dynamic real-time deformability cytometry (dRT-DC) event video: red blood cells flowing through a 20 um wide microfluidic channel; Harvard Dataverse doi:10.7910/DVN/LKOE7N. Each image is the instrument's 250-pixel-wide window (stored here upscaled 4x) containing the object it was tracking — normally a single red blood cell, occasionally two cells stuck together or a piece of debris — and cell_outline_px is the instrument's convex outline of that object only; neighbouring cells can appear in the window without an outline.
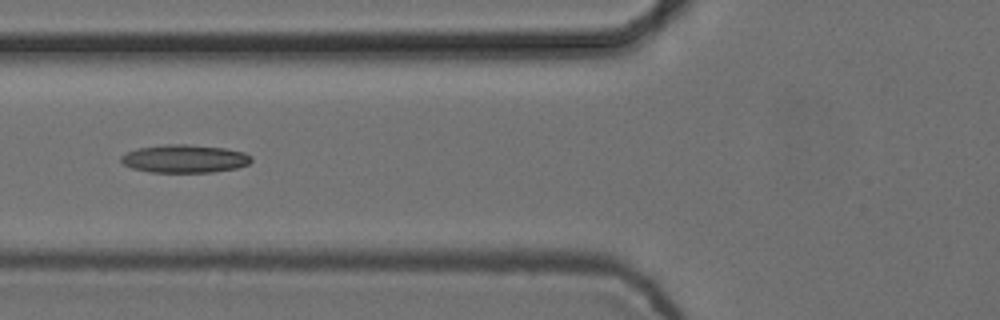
{"species": "common noctule bat (a hibernating species)", "species_latin": "Nyctalus noctula", "temperature_condition": "cold", "stored_images_in_passage": 2, "camera_frame_rate_fps": 3000, "um_per_image_px": 0.085, "animal": {"sex": "female", "body_mass_g": 24.6, "forearm_length_mm": 56.2}, "frame": {"image": 1, "passage_image": 2, "time_ms": 0.333, "image_size_px": [1000, 320], "cell_outline_px": [[252, 160], [248, 164], [236, 168], [212, 172], [148, 172], [132, 168], [124, 164], [120, 160], [120, 156], [136, 148], [168, 144], [188, 144], [224, 148], [244, 152], [252, 156]], "centroid_in_image_um": [15.68, 13.49], "position_along_channel_um": 110.1, "area_um2": 21.33}}